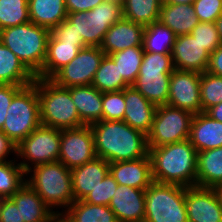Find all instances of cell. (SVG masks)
I'll return each mask as SVG.
<instances>
[{"mask_svg": "<svg viewBox=\"0 0 222 222\" xmlns=\"http://www.w3.org/2000/svg\"><path fill=\"white\" fill-rule=\"evenodd\" d=\"M51 34L61 43L77 44L81 49L87 47L84 43L83 37H79L74 25L67 19L54 27L51 30Z\"/></svg>", "mask_w": 222, "mask_h": 222, "instance_id": "cell-42", "label": "cell"}, {"mask_svg": "<svg viewBox=\"0 0 222 222\" xmlns=\"http://www.w3.org/2000/svg\"><path fill=\"white\" fill-rule=\"evenodd\" d=\"M10 199L24 222H50L59 211H52L42 198L25 182Z\"/></svg>", "mask_w": 222, "mask_h": 222, "instance_id": "cell-23", "label": "cell"}, {"mask_svg": "<svg viewBox=\"0 0 222 222\" xmlns=\"http://www.w3.org/2000/svg\"><path fill=\"white\" fill-rule=\"evenodd\" d=\"M81 50L77 44L61 43L50 34L43 68L36 78L51 79Z\"/></svg>", "mask_w": 222, "mask_h": 222, "instance_id": "cell-26", "label": "cell"}, {"mask_svg": "<svg viewBox=\"0 0 222 222\" xmlns=\"http://www.w3.org/2000/svg\"><path fill=\"white\" fill-rule=\"evenodd\" d=\"M94 134L90 125L62 129L59 160L73 169L96 158Z\"/></svg>", "mask_w": 222, "mask_h": 222, "instance_id": "cell-13", "label": "cell"}, {"mask_svg": "<svg viewBox=\"0 0 222 222\" xmlns=\"http://www.w3.org/2000/svg\"><path fill=\"white\" fill-rule=\"evenodd\" d=\"M27 174L31 177L25 182L52 211L62 206L67 209L74 202L71 169L60 161L37 165L29 169Z\"/></svg>", "mask_w": 222, "mask_h": 222, "instance_id": "cell-4", "label": "cell"}, {"mask_svg": "<svg viewBox=\"0 0 222 222\" xmlns=\"http://www.w3.org/2000/svg\"><path fill=\"white\" fill-rule=\"evenodd\" d=\"M106 0H65L67 13L90 11Z\"/></svg>", "mask_w": 222, "mask_h": 222, "instance_id": "cell-45", "label": "cell"}, {"mask_svg": "<svg viewBox=\"0 0 222 222\" xmlns=\"http://www.w3.org/2000/svg\"><path fill=\"white\" fill-rule=\"evenodd\" d=\"M125 105L123 121L133 129L147 135L151 129L157 106L149 102L133 86L125 88Z\"/></svg>", "mask_w": 222, "mask_h": 222, "instance_id": "cell-21", "label": "cell"}, {"mask_svg": "<svg viewBox=\"0 0 222 222\" xmlns=\"http://www.w3.org/2000/svg\"><path fill=\"white\" fill-rule=\"evenodd\" d=\"M41 125L37 78L23 87L7 109L2 131L17 145Z\"/></svg>", "mask_w": 222, "mask_h": 222, "instance_id": "cell-7", "label": "cell"}, {"mask_svg": "<svg viewBox=\"0 0 222 222\" xmlns=\"http://www.w3.org/2000/svg\"><path fill=\"white\" fill-rule=\"evenodd\" d=\"M125 108V88L102 93V120L123 121Z\"/></svg>", "mask_w": 222, "mask_h": 222, "instance_id": "cell-38", "label": "cell"}, {"mask_svg": "<svg viewBox=\"0 0 222 222\" xmlns=\"http://www.w3.org/2000/svg\"><path fill=\"white\" fill-rule=\"evenodd\" d=\"M0 222H24L21 221L19 209L10 198H4L0 208Z\"/></svg>", "mask_w": 222, "mask_h": 222, "instance_id": "cell-44", "label": "cell"}, {"mask_svg": "<svg viewBox=\"0 0 222 222\" xmlns=\"http://www.w3.org/2000/svg\"><path fill=\"white\" fill-rule=\"evenodd\" d=\"M207 72L222 77V44L210 54Z\"/></svg>", "mask_w": 222, "mask_h": 222, "instance_id": "cell-47", "label": "cell"}, {"mask_svg": "<svg viewBox=\"0 0 222 222\" xmlns=\"http://www.w3.org/2000/svg\"><path fill=\"white\" fill-rule=\"evenodd\" d=\"M160 23L170 28L176 36L187 35L199 23L192 4L162 3Z\"/></svg>", "mask_w": 222, "mask_h": 222, "instance_id": "cell-25", "label": "cell"}, {"mask_svg": "<svg viewBox=\"0 0 222 222\" xmlns=\"http://www.w3.org/2000/svg\"><path fill=\"white\" fill-rule=\"evenodd\" d=\"M144 222H188L185 187L153 181L145 189Z\"/></svg>", "mask_w": 222, "mask_h": 222, "instance_id": "cell-8", "label": "cell"}, {"mask_svg": "<svg viewBox=\"0 0 222 222\" xmlns=\"http://www.w3.org/2000/svg\"><path fill=\"white\" fill-rule=\"evenodd\" d=\"M188 140L197 152L222 146V122L212 119L205 112L195 114L191 121Z\"/></svg>", "mask_w": 222, "mask_h": 222, "instance_id": "cell-22", "label": "cell"}, {"mask_svg": "<svg viewBox=\"0 0 222 222\" xmlns=\"http://www.w3.org/2000/svg\"><path fill=\"white\" fill-rule=\"evenodd\" d=\"M28 22V0H0V30Z\"/></svg>", "mask_w": 222, "mask_h": 222, "instance_id": "cell-36", "label": "cell"}, {"mask_svg": "<svg viewBox=\"0 0 222 222\" xmlns=\"http://www.w3.org/2000/svg\"><path fill=\"white\" fill-rule=\"evenodd\" d=\"M176 37L170 28L157 21L145 26L143 50L150 53H171Z\"/></svg>", "mask_w": 222, "mask_h": 222, "instance_id": "cell-31", "label": "cell"}, {"mask_svg": "<svg viewBox=\"0 0 222 222\" xmlns=\"http://www.w3.org/2000/svg\"><path fill=\"white\" fill-rule=\"evenodd\" d=\"M145 26L125 18L114 23L105 34L100 49L110 55L129 47L142 46Z\"/></svg>", "mask_w": 222, "mask_h": 222, "instance_id": "cell-18", "label": "cell"}, {"mask_svg": "<svg viewBox=\"0 0 222 222\" xmlns=\"http://www.w3.org/2000/svg\"><path fill=\"white\" fill-rule=\"evenodd\" d=\"M123 18V3L115 1H105L87 12L68 13L66 17L87 47H100L109 28Z\"/></svg>", "mask_w": 222, "mask_h": 222, "instance_id": "cell-9", "label": "cell"}, {"mask_svg": "<svg viewBox=\"0 0 222 222\" xmlns=\"http://www.w3.org/2000/svg\"><path fill=\"white\" fill-rule=\"evenodd\" d=\"M214 23L216 24L218 35L222 43V14L215 20Z\"/></svg>", "mask_w": 222, "mask_h": 222, "instance_id": "cell-49", "label": "cell"}, {"mask_svg": "<svg viewBox=\"0 0 222 222\" xmlns=\"http://www.w3.org/2000/svg\"><path fill=\"white\" fill-rule=\"evenodd\" d=\"M212 119L222 122V102L212 106L206 112Z\"/></svg>", "mask_w": 222, "mask_h": 222, "instance_id": "cell-48", "label": "cell"}, {"mask_svg": "<svg viewBox=\"0 0 222 222\" xmlns=\"http://www.w3.org/2000/svg\"><path fill=\"white\" fill-rule=\"evenodd\" d=\"M68 90L84 125L102 120V92L92 85L69 87Z\"/></svg>", "mask_w": 222, "mask_h": 222, "instance_id": "cell-24", "label": "cell"}, {"mask_svg": "<svg viewBox=\"0 0 222 222\" xmlns=\"http://www.w3.org/2000/svg\"><path fill=\"white\" fill-rule=\"evenodd\" d=\"M3 200H4V197L0 196V208H1Z\"/></svg>", "mask_w": 222, "mask_h": 222, "instance_id": "cell-54", "label": "cell"}, {"mask_svg": "<svg viewBox=\"0 0 222 222\" xmlns=\"http://www.w3.org/2000/svg\"><path fill=\"white\" fill-rule=\"evenodd\" d=\"M118 187L117 181L109 173L102 182L92 190L83 200L93 205L108 206Z\"/></svg>", "mask_w": 222, "mask_h": 222, "instance_id": "cell-40", "label": "cell"}, {"mask_svg": "<svg viewBox=\"0 0 222 222\" xmlns=\"http://www.w3.org/2000/svg\"><path fill=\"white\" fill-rule=\"evenodd\" d=\"M35 78L19 58L0 41V84L28 86L34 83Z\"/></svg>", "mask_w": 222, "mask_h": 222, "instance_id": "cell-28", "label": "cell"}, {"mask_svg": "<svg viewBox=\"0 0 222 222\" xmlns=\"http://www.w3.org/2000/svg\"><path fill=\"white\" fill-rule=\"evenodd\" d=\"M222 182V146L197 154L196 186L213 188Z\"/></svg>", "mask_w": 222, "mask_h": 222, "instance_id": "cell-29", "label": "cell"}, {"mask_svg": "<svg viewBox=\"0 0 222 222\" xmlns=\"http://www.w3.org/2000/svg\"><path fill=\"white\" fill-rule=\"evenodd\" d=\"M70 222H118L106 205H93L84 200L74 201L61 213Z\"/></svg>", "mask_w": 222, "mask_h": 222, "instance_id": "cell-30", "label": "cell"}, {"mask_svg": "<svg viewBox=\"0 0 222 222\" xmlns=\"http://www.w3.org/2000/svg\"><path fill=\"white\" fill-rule=\"evenodd\" d=\"M188 222H222V208L218 197L209 187H185Z\"/></svg>", "mask_w": 222, "mask_h": 222, "instance_id": "cell-15", "label": "cell"}, {"mask_svg": "<svg viewBox=\"0 0 222 222\" xmlns=\"http://www.w3.org/2000/svg\"><path fill=\"white\" fill-rule=\"evenodd\" d=\"M106 1H115V2H118V3H123L124 0H106Z\"/></svg>", "mask_w": 222, "mask_h": 222, "instance_id": "cell-53", "label": "cell"}, {"mask_svg": "<svg viewBox=\"0 0 222 222\" xmlns=\"http://www.w3.org/2000/svg\"><path fill=\"white\" fill-rule=\"evenodd\" d=\"M25 86L11 84H0V130L2 129L7 109L11 104L13 97Z\"/></svg>", "mask_w": 222, "mask_h": 222, "instance_id": "cell-43", "label": "cell"}, {"mask_svg": "<svg viewBox=\"0 0 222 222\" xmlns=\"http://www.w3.org/2000/svg\"><path fill=\"white\" fill-rule=\"evenodd\" d=\"M92 86L102 93L120 91L129 87L123 80L122 75L119 74L116 63L109 55H104L94 75Z\"/></svg>", "mask_w": 222, "mask_h": 222, "instance_id": "cell-33", "label": "cell"}, {"mask_svg": "<svg viewBox=\"0 0 222 222\" xmlns=\"http://www.w3.org/2000/svg\"><path fill=\"white\" fill-rule=\"evenodd\" d=\"M200 98L202 112L222 102V77L207 71L201 73Z\"/></svg>", "mask_w": 222, "mask_h": 222, "instance_id": "cell-37", "label": "cell"}, {"mask_svg": "<svg viewBox=\"0 0 222 222\" xmlns=\"http://www.w3.org/2000/svg\"><path fill=\"white\" fill-rule=\"evenodd\" d=\"M37 95L42 125L60 130L84 126L68 88L51 79L37 78Z\"/></svg>", "mask_w": 222, "mask_h": 222, "instance_id": "cell-5", "label": "cell"}, {"mask_svg": "<svg viewBox=\"0 0 222 222\" xmlns=\"http://www.w3.org/2000/svg\"><path fill=\"white\" fill-rule=\"evenodd\" d=\"M108 206L118 222H144L145 189L118 184Z\"/></svg>", "mask_w": 222, "mask_h": 222, "instance_id": "cell-17", "label": "cell"}, {"mask_svg": "<svg viewBox=\"0 0 222 222\" xmlns=\"http://www.w3.org/2000/svg\"><path fill=\"white\" fill-rule=\"evenodd\" d=\"M213 190L215 191V193L218 197L219 203L221 204V208H222V182L215 185L213 187Z\"/></svg>", "mask_w": 222, "mask_h": 222, "instance_id": "cell-50", "label": "cell"}, {"mask_svg": "<svg viewBox=\"0 0 222 222\" xmlns=\"http://www.w3.org/2000/svg\"><path fill=\"white\" fill-rule=\"evenodd\" d=\"M148 149L153 181L196 186L198 152L189 140Z\"/></svg>", "mask_w": 222, "mask_h": 222, "instance_id": "cell-2", "label": "cell"}, {"mask_svg": "<svg viewBox=\"0 0 222 222\" xmlns=\"http://www.w3.org/2000/svg\"><path fill=\"white\" fill-rule=\"evenodd\" d=\"M11 152L17 154V144L8 138L2 130H0V162L6 161Z\"/></svg>", "mask_w": 222, "mask_h": 222, "instance_id": "cell-46", "label": "cell"}, {"mask_svg": "<svg viewBox=\"0 0 222 222\" xmlns=\"http://www.w3.org/2000/svg\"><path fill=\"white\" fill-rule=\"evenodd\" d=\"M143 54V46H135L109 55L116 63L119 74L129 86H132L137 79Z\"/></svg>", "mask_w": 222, "mask_h": 222, "instance_id": "cell-34", "label": "cell"}, {"mask_svg": "<svg viewBox=\"0 0 222 222\" xmlns=\"http://www.w3.org/2000/svg\"><path fill=\"white\" fill-rule=\"evenodd\" d=\"M17 160L0 162V196L12 197L25 183L26 173Z\"/></svg>", "mask_w": 222, "mask_h": 222, "instance_id": "cell-35", "label": "cell"}, {"mask_svg": "<svg viewBox=\"0 0 222 222\" xmlns=\"http://www.w3.org/2000/svg\"><path fill=\"white\" fill-rule=\"evenodd\" d=\"M161 0H124V18L148 26L159 20Z\"/></svg>", "mask_w": 222, "mask_h": 222, "instance_id": "cell-32", "label": "cell"}, {"mask_svg": "<svg viewBox=\"0 0 222 222\" xmlns=\"http://www.w3.org/2000/svg\"><path fill=\"white\" fill-rule=\"evenodd\" d=\"M104 55L100 47L83 48L51 80L65 88L92 85L94 75Z\"/></svg>", "mask_w": 222, "mask_h": 222, "instance_id": "cell-12", "label": "cell"}, {"mask_svg": "<svg viewBox=\"0 0 222 222\" xmlns=\"http://www.w3.org/2000/svg\"><path fill=\"white\" fill-rule=\"evenodd\" d=\"M30 22L50 31L67 17L65 0H28Z\"/></svg>", "mask_w": 222, "mask_h": 222, "instance_id": "cell-27", "label": "cell"}, {"mask_svg": "<svg viewBox=\"0 0 222 222\" xmlns=\"http://www.w3.org/2000/svg\"><path fill=\"white\" fill-rule=\"evenodd\" d=\"M50 222H70L61 213L56 214Z\"/></svg>", "mask_w": 222, "mask_h": 222, "instance_id": "cell-52", "label": "cell"}, {"mask_svg": "<svg viewBox=\"0 0 222 222\" xmlns=\"http://www.w3.org/2000/svg\"><path fill=\"white\" fill-rule=\"evenodd\" d=\"M211 54L222 43L214 22H199L190 33Z\"/></svg>", "mask_w": 222, "mask_h": 222, "instance_id": "cell-39", "label": "cell"}, {"mask_svg": "<svg viewBox=\"0 0 222 222\" xmlns=\"http://www.w3.org/2000/svg\"><path fill=\"white\" fill-rule=\"evenodd\" d=\"M109 174V163L102 158L71 169L74 201L83 200Z\"/></svg>", "mask_w": 222, "mask_h": 222, "instance_id": "cell-20", "label": "cell"}, {"mask_svg": "<svg viewBox=\"0 0 222 222\" xmlns=\"http://www.w3.org/2000/svg\"><path fill=\"white\" fill-rule=\"evenodd\" d=\"M109 173L118 184L137 189H146L153 182L149 154L136 160L109 163Z\"/></svg>", "mask_w": 222, "mask_h": 222, "instance_id": "cell-19", "label": "cell"}, {"mask_svg": "<svg viewBox=\"0 0 222 222\" xmlns=\"http://www.w3.org/2000/svg\"><path fill=\"white\" fill-rule=\"evenodd\" d=\"M174 69L207 71L210 53L191 34L177 36L171 51Z\"/></svg>", "mask_w": 222, "mask_h": 222, "instance_id": "cell-16", "label": "cell"}, {"mask_svg": "<svg viewBox=\"0 0 222 222\" xmlns=\"http://www.w3.org/2000/svg\"><path fill=\"white\" fill-rule=\"evenodd\" d=\"M51 31L32 22L0 30V41L36 77L43 68Z\"/></svg>", "mask_w": 222, "mask_h": 222, "instance_id": "cell-3", "label": "cell"}, {"mask_svg": "<svg viewBox=\"0 0 222 222\" xmlns=\"http://www.w3.org/2000/svg\"><path fill=\"white\" fill-rule=\"evenodd\" d=\"M193 116L192 113L179 108L157 106L151 129L147 134L148 148L188 140Z\"/></svg>", "mask_w": 222, "mask_h": 222, "instance_id": "cell-10", "label": "cell"}, {"mask_svg": "<svg viewBox=\"0 0 222 222\" xmlns=\"http://www.w3.org/2000/svg\"><path fill=\"white\" fill-rule=\"evenodd\" d=\"M192 5L199 22H215L222 14V0H194Z\"/></svg>", "mask_w": 222, "mask_h": 222, "instance_id": "cell-41", "label": "cell"}, {"mask_svg": "<svg viewBox=\"0 0 222 222\" xmlns=\"http://www.w3.org/2000/svg\"><path fill=\"white\" fill-rule=\"evenodd\" d=\"M90 127L96 156L108 163L136 160L149 154L147 135L124 121L101 120Z\"/></svg>", "mask_w": 222, "mask_h": 222, "instance_id": "cell-1", "label": "cell"}, {"mask_svg": "<svg viewBox=\"0 0 222 222\" xmlns=\"http://www.w3.org/2000/svg\"><path fill=\"white\" fill-rule=\"evenodd\" d=\"M194 0H167L166 3L170 4H192Z\"/></svg>", "mask_w": 222, "mask_h": 222, "instance_id": "cell-51", "label": "cell"}, {"mask_svg": "<svg viewBox=\"0 0 222 222\" xmlns=\"http://www.w3.org/2000/svg\"><path fill=\"white\" fill-rule=\"evenodd\" d=\"M173 70L171 53L144 52L137 79L132 86L152 104L167 105Z\"/></svg>", "mask_w": 222, "mask_h": 222, "instance_id": "cell-6", "label": "cell"}, {"mask_svg": "<svg viewBox=\"0 0 222 222\" xmlns=\"http://www.w3.org/2000/svg\"><path fill=\"white\" fill-rule=\"evenodd\" d=\"M60 144L61 130L41 124L17 145L16 156L24 159L20 166L26 173L37 165L58 161Z\"/></svg>", "mask_w": 222, "mask_h": 222, "instance_id": "cell-11", "label": "cell"}, {"mask_svg": "<svg viewBox=\"0 0 222 222\" xmlns=\"http://www.w3.org/2000/svg\"><path fill=\"white\" fill-rule=\"evenodd\" d=\"M200 82L201 73L174 69L170 75L167 105L193 115L201 113Z\"/></svg>", "mask_w": 222, "mask_h": 222, "instance_id": "cell-14", "label": "cell"}]
</instances>
